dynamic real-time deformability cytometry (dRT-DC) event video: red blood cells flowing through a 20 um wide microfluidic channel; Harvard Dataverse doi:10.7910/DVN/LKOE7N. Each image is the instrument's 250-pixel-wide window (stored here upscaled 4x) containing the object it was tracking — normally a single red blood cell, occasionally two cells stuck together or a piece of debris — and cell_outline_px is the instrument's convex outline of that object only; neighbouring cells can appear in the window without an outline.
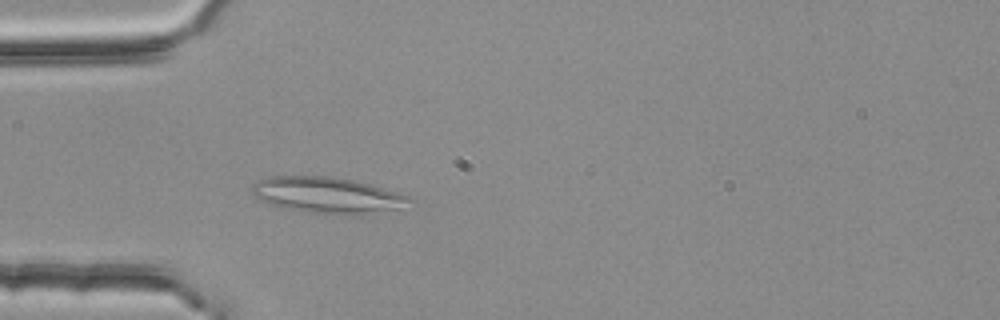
{"species": "common noctule bat (a hibernating species)", "species_latin": "Nyctalus noctula", "temperature_condition": "room temperature", "stored_images_in_passage": 4, "camera_frame_rate_fps": 3000, "um_per_image_px": 0.085, "animal": {"sex": "female", "body_mass_g": 25.1}, "frame": {"image": 1, "passage_image": 4, "time_ms": 1.0, "image_size_px": [1000, 320], "cell_outline_px": [[416, 200], [396, 208], [356, 216], [344, 216], [304, 212], [280, 208], [260, 200], [252, 192], [252, 184], [268, 176], [328, 176], [352, 180], [372, 184], [408, 196]], "centroid_in_image_um": [27.8, 16.61], "position_along_channel_um": 57.2, "area_um2": 33.41}}